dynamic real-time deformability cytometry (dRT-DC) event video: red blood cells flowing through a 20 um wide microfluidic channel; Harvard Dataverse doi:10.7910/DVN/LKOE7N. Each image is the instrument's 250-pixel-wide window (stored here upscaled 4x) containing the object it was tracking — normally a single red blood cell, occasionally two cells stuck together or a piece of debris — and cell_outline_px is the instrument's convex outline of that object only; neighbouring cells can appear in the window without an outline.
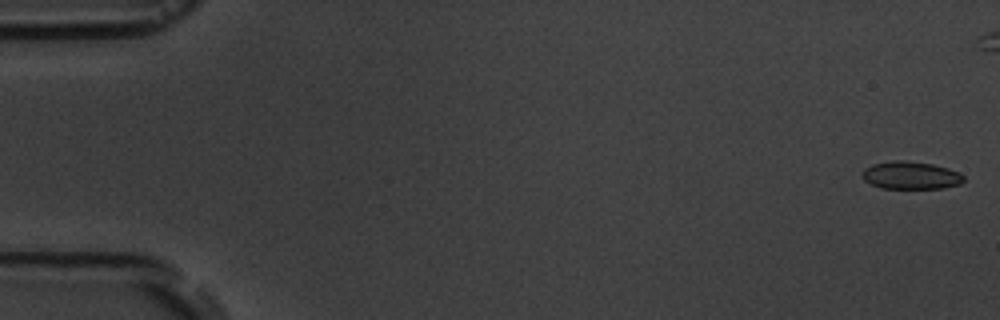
{"species": "common noctule bat (a hibernating species)", "species_latin": "Nyctalus noctula", "temperature_condition": "room temperature", "stored_images_in_passage": 7, "segment_of_instrument_passage": [1, 2], "camera_frame_rate_fps": 3000, "um_per_image_px": 0.085, "animal": {"sex": "male", "body_mass_g": 19.5, "forearm_length_mm": 54.6}, "frame": {"image": 1, "passage_image": 1, "time_ms": 0.0, "image_size_px": [1000, 320], "cell_outline_px": [[964, 180], [960, 184], [944, 188], [880, 188], [864, 180], [860, 176], [860, 172], [864, 168], [872, 164], [896, 160], [904, 160], [932, 164], [948, 168], [960, 172], [964, 176]], "centroid_in_image_um": [77.39, 14.9], "position_along_channel_um": 7.6, "area_um2": 16.53}}
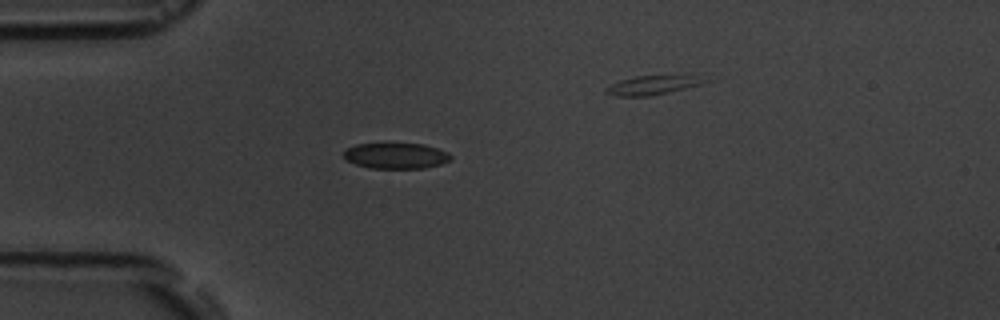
{"frame": {"image": 2, "passage_image": 5, "time_ms": 5.0, "image_size_px": [1000, 320], "cell_outline_px": [[452, 160], [440, 164], [424, 168], [372, 168], [356, 164], [348, 160], [344, 156], [344, 152], [348, 148], [356, 144], [384, 140], [388, 140], [424, 144], [448, 152], [452, 156]], "centroid_in_image_um": [33.66, 13.17], "position_along_channel_um": 51.3, "area_um2": 16.88}}